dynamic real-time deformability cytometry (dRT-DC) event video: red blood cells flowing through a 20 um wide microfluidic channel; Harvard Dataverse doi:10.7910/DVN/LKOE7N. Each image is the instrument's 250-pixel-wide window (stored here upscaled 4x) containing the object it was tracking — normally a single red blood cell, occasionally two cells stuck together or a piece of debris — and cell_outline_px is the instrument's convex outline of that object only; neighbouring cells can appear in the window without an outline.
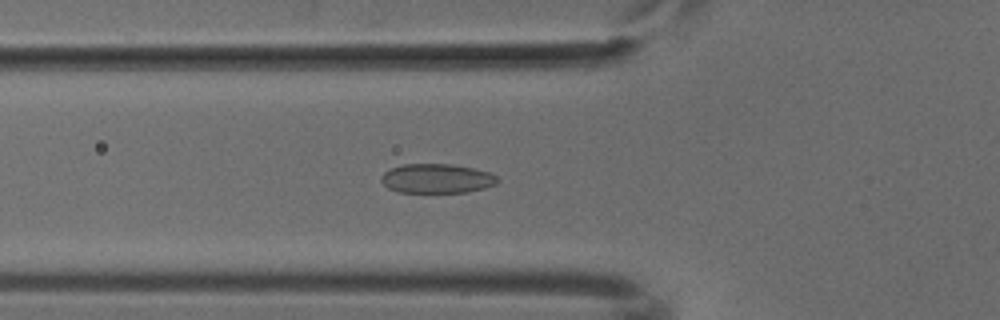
{"species": "common noctule bat (a hibernating species)", "species_latin": "Nyctalus noctula", "temperature_condition": "cold", "stored_images_in_passage": 44, "camera_frame_rate_fps": 3000, "um_per_image_px": 0.085, "animal": {"sex": "male", "body_mass_g": 18.8}, "frame": {"image": 1, "passage_image": 15, "time_ms": 4.667, "image_size_px": [1000, 320], "cell_outline_px": [[500, 180], [496, 184], [484, 188], [468, 192], [396, 192], [388, 188], [380, 180], [380, 176], [384, 172], [392, 168], [404, 164], [452, 164], [492, 172]], "centroid_in_image_um": [37.14, 15.17], "position_along_channel_um": 88.7, "area_um2": 20.0}}
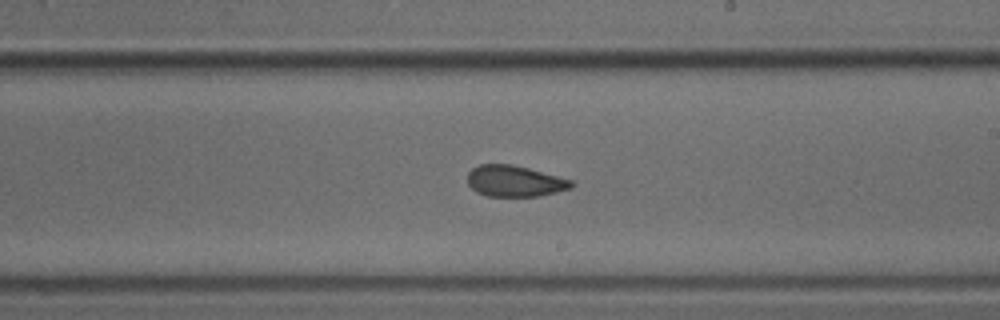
{"frame": {"image": 2, "passage_image": 27, "time_ms": 8.667, "image_size_px": [1000, 320], "cell_outline_px": [[576, 184], [572, 188], [556, 192], [536, 196], [488, 196], [476, 192], [468, 184], [468, 172], [472, 168], [480, 164], [512, 164], [528, 168], [572, 180]], "centroid_in_image_um": [43.75, 15.39], "position_along_channel_um": 245.3, "area_um2": 18.84}}
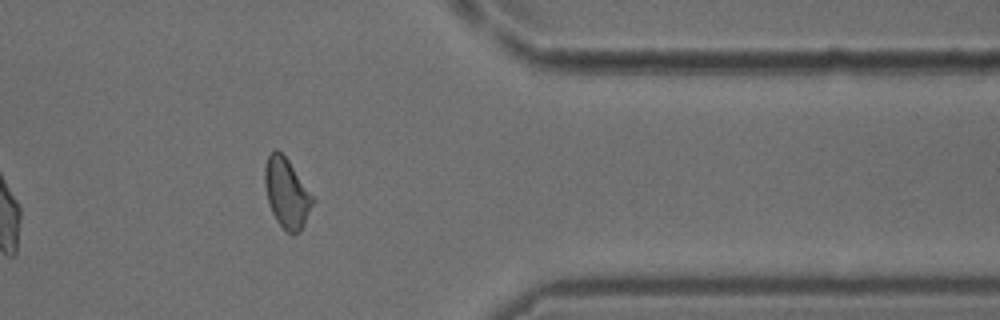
{"frame": {"image": 3, "passage_image": 39, "time_ms": 12.667, "image_size_px": [1000, 320], "cell_outline_px": [[316, 200], [304, 224], [292, 236], [276, 220], [268, 204], [264, 184], [264, 168], [268, 156], [276, 148], [288, 160]], "centroid_in_image_um": [24.36, 16.41], "position_along_channel_um": 387.0, "area_um2": 19.31}}